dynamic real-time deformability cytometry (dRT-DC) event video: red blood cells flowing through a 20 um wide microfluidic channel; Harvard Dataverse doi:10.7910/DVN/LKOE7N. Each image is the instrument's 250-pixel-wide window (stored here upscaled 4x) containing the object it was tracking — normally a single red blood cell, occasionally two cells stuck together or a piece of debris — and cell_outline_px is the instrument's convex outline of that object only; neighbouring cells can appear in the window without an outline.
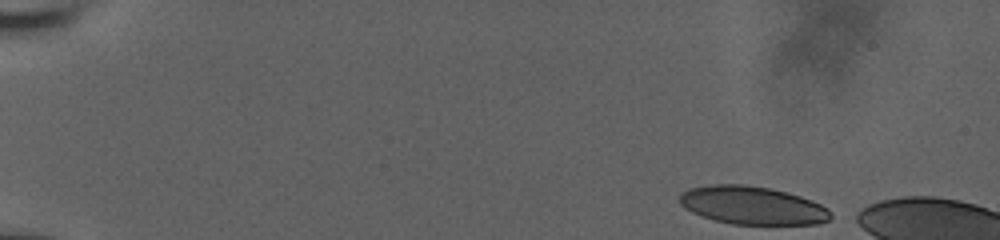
{"species": "human", "species_latin": "Homo sapiens", "temperature_condition": "room temperature", "stored_images_in_passage": 48, "camera_frame_rate_fps": 3000, "um_per_image_px": 0.085, "donor": {"sex": "male"}, "frame": {"image": 1, "passage_image": 1, "time_ms": 0.0, "image_size_px": [1000, 240], "cell_outline_px": [[832, 216], [828, 220], [816, 224], [732, 224], [716, 220], [692, 212], [684, 208], [680, 204], [680, 196], [688, 188], [712, 184], [744, 184], [768, 188], [788, 192], [812, 200], [828, 208]], "centroid_in_image_um": [63.96, 17.45], "position_along_channel_um": 21.0, "area_um2": 33.41}}
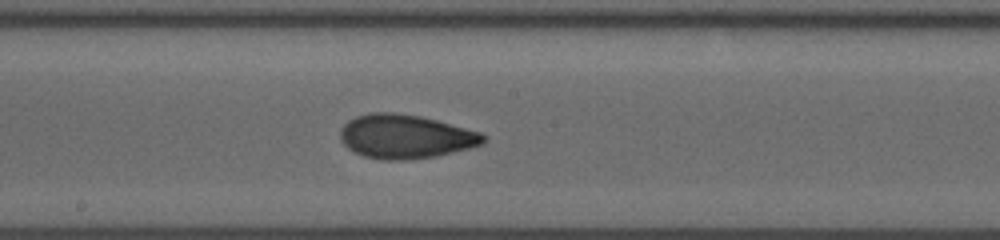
{"frame": {"image": 2, "passage_image": 27, "time_ms": 8.667, "image_size_px": [1000, 240], "cell_outline_px": [[488, 136], [484, 144], [472, 148], [436, 156], [404, 160], [380, 160], [364, 156], [348, 148], [340, 140], [340, 132], [344, 124], [348, 120], [356, 116], [372, 112], [392, 112], [420, 116], [436, 120], [480, 132]], "centroid_in_image_um": [34.48, 11.61], "position_along_channel_um": 213.7, "area_um2": 36.76}}
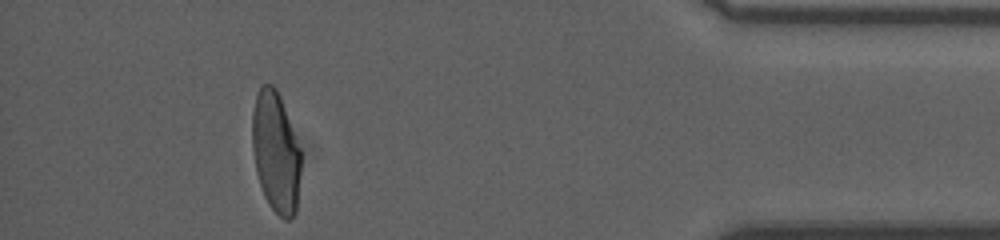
{"frame": {"image": 3, "passage_image": 46, "time_ms": 15.0, "image_size_px": [1000, 240], "cell_outline_px": [[300, 172], [296, 212], [288, 220], [284, 220], [268, 204], [264, 196], [256, 172], [252, 148], [252, 112], [256, 92], [264, 84], [272, 84], [276, 88], [280, 96], [300, 148]], "centroid_in_image_um": [23.42, 12.92], "position_along_channel_um": 411.8, "area_um2": 34.28}}